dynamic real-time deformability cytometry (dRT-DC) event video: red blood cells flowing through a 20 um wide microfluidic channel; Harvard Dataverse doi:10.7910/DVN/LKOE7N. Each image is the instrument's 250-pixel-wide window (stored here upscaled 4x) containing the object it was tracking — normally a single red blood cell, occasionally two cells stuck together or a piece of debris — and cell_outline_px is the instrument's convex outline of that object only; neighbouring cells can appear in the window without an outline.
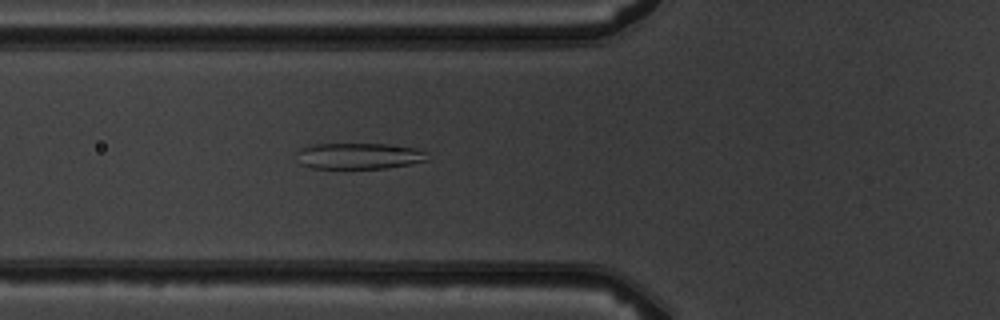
{"species": "common noctule bat (a hibernating species)", "species_latin": "Nyctalus noctula", "temperature_condition": "warm", "stored_images_in_passage": 4, "camera_frame_rate_fps": 3000, "um_per_image_px": 0.085, "animal": {"sex": "male", "body_mass_g": 19.5, "forearm_length_mm": 54.6}, "frame": {"image": 1, "passage_image": 4, "time_ms": 4.333, "image_size_px": [1000, 320], "cell_outline_px": [[428, 160], [408, 164], [384, 168], [312, 168], [300, 164], [296, 152], [300, 148], [312, 144], [388, 144], [416, 148], [424, 152]], "centroid_in_image_um": [30.45, 13.25], "position_along_channel_um": 95.3, "area_um2": 19.77}}